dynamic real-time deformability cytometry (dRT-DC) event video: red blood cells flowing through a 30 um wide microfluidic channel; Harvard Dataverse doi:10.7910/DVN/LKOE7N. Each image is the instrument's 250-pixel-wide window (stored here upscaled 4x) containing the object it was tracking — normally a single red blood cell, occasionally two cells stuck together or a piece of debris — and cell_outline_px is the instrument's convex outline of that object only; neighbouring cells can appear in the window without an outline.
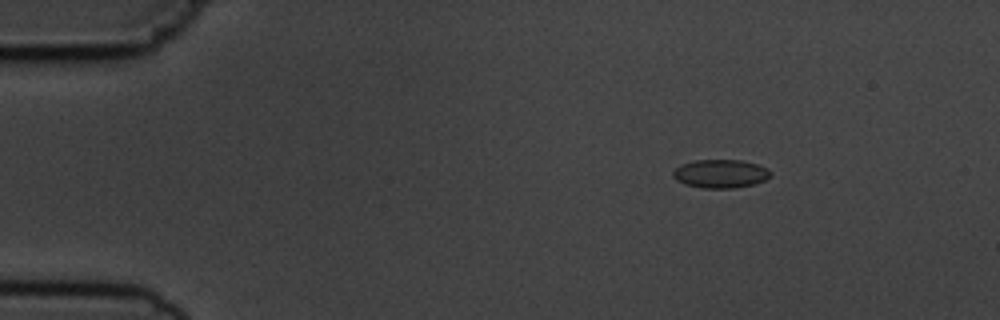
{"species": "common noctule bat (a hibernating species)", "species_latin": "Nyctalus noctula", "temperature_condition": "cold", "stored_images_in_passage": 4, "camera_frame_rate_fps": 3000, "um_per_image_px": 0.085, "animal": {"sex": "male", "body_mass_g": 19.5, "forearm_length_mm": 54.6}, "frame": {"image": 1, "passage_image": 1, "time_ms": 0.0, "image_size_px": [1000, 320], "cell_outline_px": [[772, 176], [756, 184], [732, 188], [704, 188], [684, 184], [676, 180], [672, 176], [672, 172], [680, 164], [696, 160], [740, 160], [756, 164], [768, 168], [772, 172]], "centroid_in_image_um": [61.25, 14.77], "position_along_channel_um": 23.8, "area_um2": 16.3}}
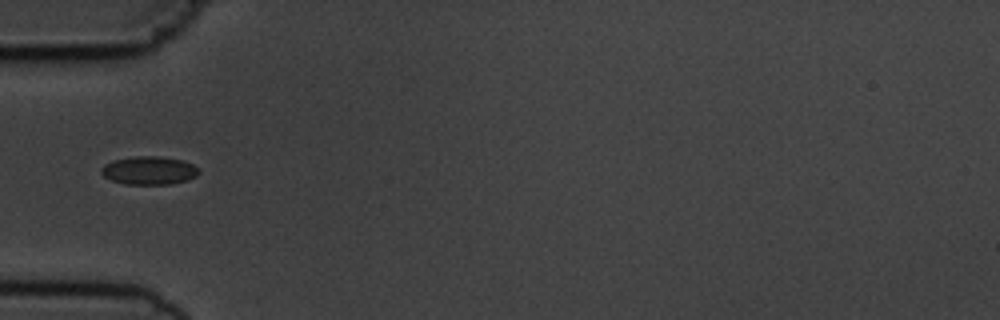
{"frame": {"image": 2, "passage_image": 4, "time_ms": 3.333, "image_size_px": [1000, 320], "cell_outline_px": [[200, 172], [196, 176], [188, 180], [172, 184], [124, 184], [112, 180], [104, 176], [100, 172], [100, 168], [104, 164], [112, 160], [136, 156], [160, 156], [184, 160], [200, 168]], "centroid_in_image_um": [12.69, 14.48], "position_along_channel_um": 72.3, "area_um2": 16.3}}